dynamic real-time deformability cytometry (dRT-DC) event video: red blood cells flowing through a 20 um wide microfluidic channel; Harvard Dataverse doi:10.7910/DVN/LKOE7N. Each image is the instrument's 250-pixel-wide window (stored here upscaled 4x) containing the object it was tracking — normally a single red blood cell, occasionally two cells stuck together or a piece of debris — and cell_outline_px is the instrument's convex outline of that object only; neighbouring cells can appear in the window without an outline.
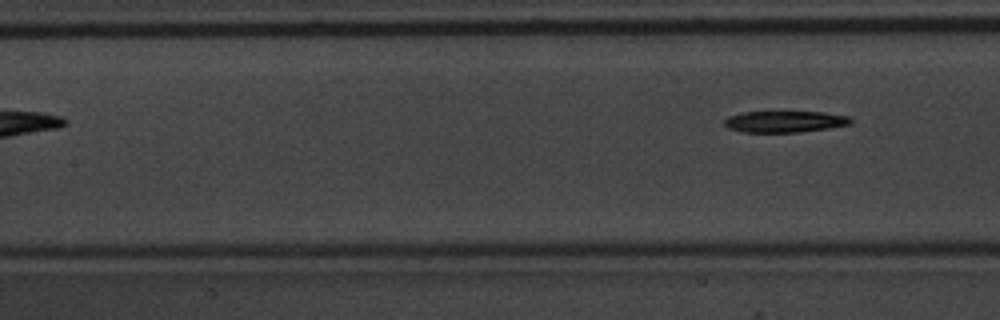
{"species": "common noctule bat (a hibernating species)", "species_latin": "Nyctalus noctula", "temperature_condition": "warm", "stored_images_in_passage": 4, "segment_of_instrument_passage": [2, 2], "camera_frame_rate_fps": 3000, "um_per_image_px": 0.085, "animal": {"sex": "male", "body_mass_g": 20.1, "forearm_length_mm": 53.5}, "frame": {"image": 1, "passage_image": 4, "time_ms": 1.0, "image_size_px": [1000, 320], "cell_outline_px": [[852, 124], [828, 128], [800, 132], [744, 132], [728, 128], [724, 124], [724, 120], [728, 116], [744, 112], [824, 112], [848, 116], [852, 120]], "centroid_in_image_um": [66.71, 10.34], "position_along_channel_um": 140.7, "area_um2": 15.72}}